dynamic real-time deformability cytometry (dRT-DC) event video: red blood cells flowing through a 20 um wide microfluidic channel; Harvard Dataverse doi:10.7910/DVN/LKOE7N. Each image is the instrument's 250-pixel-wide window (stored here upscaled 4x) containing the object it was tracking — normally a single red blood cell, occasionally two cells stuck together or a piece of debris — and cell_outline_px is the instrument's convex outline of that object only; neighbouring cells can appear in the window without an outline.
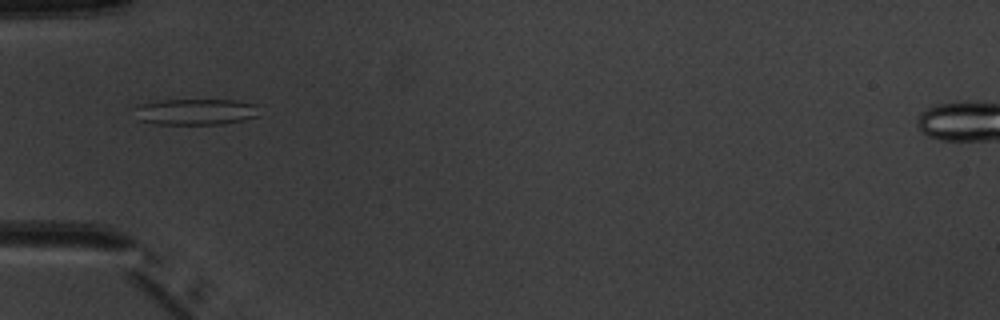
{"species": "common noctule bat (a hibernating species)", "species_latin": "Nyctalus noctula", "temperature_condition": "warm", "stored_images_in_passage": 5, "camera_frame_rate_fps": 3000, "um_per_image_px": 0.085, "animal": {"sex": "male", "body_mass_g": 20.1, "forearm_length_mm": 53.5}, "frame": {"image": 1, "passage_image": 5, "time_ms": 5.0, "image_size_px": [1000, 320], "cell_outline_px": [[260, 116], [244, 120], [224, 124], [156, 124], [140, 120], [128, 108], [136, 104], [156, 100], [236, 100], [256, 104]], "centroid_in_image_um": [16.55, 9.49], "position_along_channel_um": 68.5, "area_um2": 19.59}}